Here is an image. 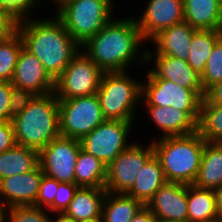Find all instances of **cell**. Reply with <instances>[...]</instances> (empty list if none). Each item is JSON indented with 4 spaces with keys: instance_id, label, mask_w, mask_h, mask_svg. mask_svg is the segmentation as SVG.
Listing matches in <instances>:
<instances>
[{
    "instance_id": "6da1fadb",
    "label": "cell",
    "mask_w": 222,
    "mask_h": 222,
    "mask_svg": "<svg viewBox=\"0 0 222 222\" xmlns=\"http://www.w3.org/2000/svg\"><path fill=\"white\" fill-rule=\"evenodd\" d=\"M143 41L145 42L134 18H112L81 47L85 48V54L103 72L126 71L136 59L140 65L146 62V53L143 52L141 57L137 54Z\"/></svg>"
},
{
    "instance_id": "7a4b0ae2",
    "label": "cell",
    "mask_w": 222,
    "mask_h": 222,
    "mask_svg": "<svg viewBox=\"0 0 222 222\" xmlns=\"http://www.w3.org/2000/svg\"><path fill=\"white\" fill-rule=\"evenodd\" d=\"M17 31L24 48L41 61L54 81L81 47L56 16L47 20H25L18 23Z\"/></svg>"
},
{
    "instance_id": "3957f363",
    "label": "cell",
    "mask_w": 222,
    "mask_h": 222,
    "mask_svg": "<svg viewBox=\"0 0 222 222\" xmlns=\"http://www.w3.org/2000/svg\"><path fill=\"white\" fill-rule=\"evenodd\" d=\"M17 145L40 151L60 136L59 99L55 92L35 95L29 106L12 119Z\"/></svg>"
},
{
    "instance_id": "277c9868",
    "label": "cell",
    "mask_w": 222,
    "mask_h": 222,
    "mask_svg": "<svg viewBox=\"0 0 222 222\" xmlns=\"http://www.w3.org/2000/svg\"><path fill=\"white\" fill-rule=\"evenodd\" d=\"M206 140L198 131L152 142L166 181L191 185L196 179Z\"/></svg>"
},
{
    "instance_id": "5b68a950",
    "label": "cell",
    "mask_w": 222,
    "mask_h": 222,
    "mask_svg": "<svg viewBox=\"0 0 222 222\" xmlns=\"http://www.w3.org/2000/svg\"><path fill=\"white\" fill-rule=\"evenodd\" d=\"M113 4L112 0H68L55 16L82 46L113 18Z\"/></svg>"
},
{
    "instance_id": "8992f818",
    "label": "cell",
    "mask_w": 222,
    "mask_h": 222,
    "mask_svg": "<svg viewBox=\"0 0 222 222\" xmlns=\"http://www.w3.org/2000/svg\"><path fill=\"white\" fill-rule=\"evenodd\" d=\"M97 95L105 119L134 121L133 114L142 97L141 83L126 71L104 72Z\"/></svg>"
},
{
    "instance_id": "52a82bcc",
    "label": "cell",
    "mask_w": 222,
    "mask_h": 222,
    "mask_svg": "<svg viewBox=\"0 0 222 222\" xmlns=\"http://www.w3.org/2000/svg\"><path fill=\"white\" fill-rule=\"evenodd\" d=\"M104 120L97 94L59 99L60 136L81 140Z\"/></svg>"
},
{
    "instance_id": "ba28073f",
    "label": "cell",
    "mask_w": 222,
    "mask_h": 222,
    "mask_svg": "<svg viewBox=\"0 0 222 222\" xmlns=\"http://www.w3.org/2000/svg\"><path fill=\"white\" fill-rule=\"evenodd\" d=\"M103 71L85 54L77 53L55 80L58 99L97 94Z\"/></svg>"
},
{
    "instance_id": "9c48e42d",
    "label": "cell",
    "mask_w": 222,
    "mask_h": 222,
    "mask_svg": "<svg viewBox=\"0 0 222 222\" xmlns=\"http://www.w3.org/2000/svg\"><path fill=\"white\" fill-rule=\"evenodd\" d=\"M132 122L105 119L80 140L82 149L108 166L131 145L127 144V138L133 125Z\"/></svg>"
},
{
    "instance_id": "30bf717a",
    "label": "cell",
    "mask_w": 222,
    "mask_h": 222,
    "mask_svg": "<svg viewBox=\"0 0 222 222\" xmlns=\"http://www.w3.org/2000/svg\"><path fill=\"white\" fill-rule=\"evenodd\" d=\"M141 84L145 106L172 107L184 111H200L204 90H190L166 79H150Z\"/></svg>"
},
{
    "instance_id": "8fae6325",
    "label": "cell",
    "mask_w": 222,
    "mask_h": 222,
    "mask_svg": "<svg viewBox=\"0 0 222 222\" xmlns=\"http://www.w3.org/2000/svg\"><path fill=\"white\" fill-rule=\"evenodd\" d=\"M82 148L79 139L59 136L39 151L43 174L59 182L75 183V166Z\"/></svg>"
},
{
    "instance_id": "7c38bea8",
    "label": "cell",
    "mask_w": 222,
    "mask_h": 222,
    "mask_svg": "<svg viewBox=\"0 0 222 222\" xmlns=\"http://www.w3.org/2000/svg\"><path fill=\"white\" fill-rule=\"evenodd\" d=\"M147 148L136 143L123 150L108 166L105 189L111 193H127L137 175L154 155L152 143Z\"/></svg>"
},
{
    "instance_id": "4fadbf2b",
    "label": "cell",
    "mask_w": 222,
    "mask_h": 222,
    "mask_svg": "<svg viewBox=\"0 0 222 222\" xmlns=\"http://www.w3.org/2000/svg\"><path fill=\"white\" fill-rule=\"evenodd\" d=\"M146 7L140 19H135L145 41L184 21L183 0H149Z\"/></svg>"
},
{
    "instance_id": "5bb4252c",
    "label": "cell",
    "mask_w": 222,
    "mask_h": 222,
    "mask_svg": "<svg viewBox=\"0 0 222 222\" xmlns=\"http://www.w3.org/2000/svg\"><path fill=\"white\" fill-rule=\"evenodd\" d=\"M146 207L158 219L188 222L187 185L166 181Z\"/></svg>"
},
{
    "instance_id": "9a60e30c",
    "label": "cell",
    "mask_w": 222,
    "mask_h": 222,
    "mask_svg": "<svg viewBox=\"0 0 222 222\" xmlns=\"http://www.w3.org/2000/svg\"><path fill=\"white\" fill-rule=\"evenodd\" d=\"M11 83L35 95L55 91V81L45 71L41 61L24 47L19 54Z\"/></svg>"
},
{
    "instance_id": "2e32d148",
    "label": "cell",
    "mask_w": 222,
    "mask_h": 222,
    "mask_svg": "<svg viewBox=\"0 0 222 222\" xmlns=\"http://www.w3.org/2000/svg\"><path fill=\"white\" fill-rule=\"evenodd\" d=\"M43 175V170L38 165L30 172L1 179L0 204L6 205L7 208L13 206H36V197ZM2 198L3 200H1Z\"/></svg>"
},
{
    "instance_id": "e0dca14e",
    "label": "cell",
    "mask_w": 222,
    "mask_h": 222,
    "mask_svg": "<svg viewBox=\"0 0 222 222\" xmlns=\"http://www.w3.org/2000/svg\"><path fill=\"white\" fill-rule=\"evenodd\" d=\"M146 62H151L155 57L154 67L147 72L150 79H166L177 83L179 86L190 90H203L200 76L192 69L186 60L172 56L151 53L145 50Z\"/></svg>"
},
{
    "instance_id": "ac0fdd59",
    "label": "cell",
    "mask_w": 222,
    "mask_h": 222,
    "mask_svg": "<svg viewBox=\"0 0 222 222\" xmlns=\"http://www.w3.org/2000/svg\"><path fill=\"white\" fill-rule=\"evenodd\" d=\"M150 119L163 136H183L198 131L200 111H184L170 106H145Z\"/></svg>"
},
{
    "instance_id": "d6986e66",
    "label": "cell",
    "mask_w": 222,
    "mask_h": 222,
    "mask_svg": "<svg viewBox=\"0 0 222 222\" xmlns=\"http://www.w3.org/2000/svg\"><path fill=\"white\" fill-rule=\"evenodd\" d=\"M196 30L186 21L162 30L151 40L156 44V53L187 60L191 38Z\"/></svg>"
},
{
    "instance_id": "ffe728a7",
    "label": "cell",
    "mask_w": 222,
    "mask_h": 222,
    "mask_svg": "<svg viewBox=\"0 0 222 222\" xmlns=\"http://www.w3.org/2000/svg\"><path fill=\"white\" fill-rule=\"evenodd\" d=\"M184 21L195 30H218L222 0H183Z\"/></svg>"
},
{
    "instance_id": "44dd1931",
    "label": "cell",
    "mask_w": 222,
    "mask_h": 222,
    "mask_svg": "<svg viewBox=\"0 0 222 222\" xmlns=\"http://www.w3.org/2000/svg\"><path fill=\"white\" fill-rule=\"evenodd\" d=\"M107 190L97 187H79L64 214L75 222L101 217Z\"/></svg>"
},
{
    "instance_id": "7402d4cb",
    "label": "cell",
    "mask_w": 222,
    "mask_h": 222,
    "mask_svg": "<svg viewBox=\"0 0 222 222\" xmlns=\"http://www.w3.org/2000/svg\"><path fill=\"white\" fill-rule=\"evenodd\" d=\"M165 182L161 163L154 154L141 168L134 185L126 194L146 206Z\"/></svg>"
},
{
    "instance_id": "603a6c76",
    "label": "cell",
    "mask_w": 222,
    "mask_h": 222,
    "mask_svg": "<svg viewBox=\"0 0 222 222\" xmlns=\"http://www.w3.org/2000/svg\"><path fill=\"white\" fill-rule=\"evenodd\" d=\"M222 184V142H205L201 164L192 185L215 189Z\"/></svg>"
},
{
    "instance_id": "cb8c5ba5",
    "label": "cell",
    "mask_w": 222,
    "mask_h": 222,
    "mask_svg": "<svg viewBox=\"0 0 222 222\" xmlns=\"http://www.w3.org/2000/svg\"><path fill=\"white\" fill-rule=\"evenodd\" d=\"M188 222H222L213 189L187 185Z\"/></svg>"
},
{
    "instance_id": "d4e9b609",
    "label": "cell",
    "mask_w": 222,
    "mask_h": 222,
    "mask_svg": "<svg viewBox=\"0 0 222 222\" xmlns=\"http://www.w3.org/2000/svg\"><path fill=\"white\" fill-rule=\"evenodd\" d=\"M38 165V150L16 144L13 148L0 153V180L30 172Z\"/></svg>"
},
{
    "instance_id": "484cf974",
    "label": "cell",
    "mask_w": 222,
    "mask_h": 222,
    "mask_svg": "<svg viewBox=\"0 0 222 222\" xmlns=\"http://www.w3.org/2000/svg\"><path fill=\"white\" fill-rule=\"evenodd\" d=\"M144 205L126 193H111L105 195L102 204L104 222H130Z\"/></svg>"
},
{
    "instance_id": "4316f807",
    "label": "cell",
    "mask_w": 222,
    "mask_h": 222,
    "mask_svg": "<svg viewBox=\"0 0 222 222\" xmlns=\"http://www.w3.org/2000/svg\"><path fill=\"white\" fill-rule=\"evenodd\" d=\"M107 166L82 148L75 166V184L78 187L105 188Z\"/></svg>"
},
{
    "instance_id": "83f0119b",
    "label": "cell",
    "mask_w": 222,
    "mask_h": 222,
    "mask_svg": "<svg viewBox=\"0 0 222 222\" xmlns=\"http://www.w3.org/2000/svg\"><path fill=\"white\" fill-rule=\"evenodd\" d=\"M222 37L218 30H196L190 42L187 63L201 76L216 42Z\"/></svg>"
},
{
    "instance_id": "f1b7e54d",
    "label": "cell",
    "mask_w": 222,
    "mask_h": 222,
    "mask_svg": "<svg viewBox=\"0 0 222 222\" xmlns=\"http://www.w3.org/2000/svg\"><path fill=\"white\" fill-rule=\"evenodd\" d=\"M198 132L208 142H222V105L201 100Z\"/></svg>"
},
{
    "instance_id": "f546056e",
    "label": "cell",
    "mask_w": 222,
    "mask_h": 222,
    "mask_svg": "<svg viewBox=\"0 0 222 222\" xmlns=\"http://www.w3.org/2000/svg\"><path fill=\"white\" fill-rule=\"evenodd\" d=\"M23 47V40L18 31L10 38L0 41V81H12L14 69Z\"/></svg>"
},
{
    "instance_id": "4dcf8cb0",
    "label": "cell",
    "mask_w": 222,
    "mask_h": 222,
    "mask_svg": "<svg viewBox=\"0 0 222 222\" xmlns=\"http://www.w3.org/2000/svg\"><path fill=\"white\" fill-rule=\"evenodd\" d=\"M202 89L206 92L211 86L222 82V37L216 42L200 76Z\"/></svg>"
},
{
    "instance_id": "1f68e13d",
    "label": "cell",
    "mask_w": 222,
    "mask_h": 222,
    "mask_svg": "<svg viewBox=\"0 0 222 222\" xmlns=\"http://www.w3.org/2000/svg\"><path fill=\"white\" fill-rule=\"evenodd\" d=\"M46 209L34 205L13 206L8 208L10 222H50Z\"/></svg>"
},
{
    "instance_id": "d6a6232c",
    "label": "cell",
    "mask_w": 222,
    "mask_h": 222,
    "mask_svg": "<svg viewBox=\"0 0 222 222\" xmlns=\"http://www.w3.org/2000/svg\"><path fill=\"white\" fill-rule=\"evenodd\" d=\"M38 3H40V0H0V9L20 23L25 19L28 20L29 10L35 6L37 7Z\"/></svg>"
},
{
    "instance_id": "836d02e7",
    "label": "cell",
    "mask_w": 222,
    "mask_h": 222,
    "mask_svg": "<svg viewBox=\"0 0 222 222\" xmlns=\"http://www.w3.org/2000/svg\"><path fill=\"white\" fill-rule=\"evenodd\" d=\"M75 183L60 182L54 203L47 209L49 212L64 213L73 200L75 192L78 190Z\"/></svg>"
},
{
    "instance_id": "e575fe53",
    "label": "cell",
    "mask_w": 222,
    "mask_h": 222,
    "mask_svg": "<svg viewBox=\"0 0 222 222\" xmlns=\"http://www.w3.org/2000/svg\"><path fill=\"white\" fill-rule=\"evenodd\" d=\"M59 181L48 177L46 175L42 176L38 194L36 197V206L39 208L48 209L53 203L54 198L58 191ZM44 206V207H43Z\"/></svg>"
},
{
    "instance_id": "d590c367",
    "label": "cell",
    "mask_w": 222,
    "mask_h": 222,
    "mask_svg": "<svg viewBox=\"0 0 222 222\" xmlns=\"http://www.w3.org/2000/svg\"><path fill=\"white\" fill-rule=\"evenodd\" d=\"M35 96L27 89L11 87L10 103H9V121L23 112L30 104V101Z\"/></svg>"
},
{
    "instance_id": "8d00e7d4",
    "label": "cell",
    "mask_w": 222,
    "mask_h": 222,
    "mask_svg": "<svg viewBox=\"0 0 222 222\" xmlns=\"http://www.w3.org/2000/svg\"><path fill=\"white\" fill-rule=\"evenodd\" d=\"M16 145L12 121H0V153Z\"/></svg>"
},
{
    "instance_id": "74e56055",
    "label": "cell",
    "mask_w": 222,
    "mask_h": 222,
    "mask_svg": "<svg viewBox=\"0 0 222 222\" xmlns=\"http://www.w3.org/2000/svg\"><path fill=\"white\" fill-rule=\"evenodd\" d=\"M11 82L0 81V121H9Z\"/></svg>"
},
{
    "instance_id": "f35d334b",
    "label": "cell",
    "mask_w": 222,
    "mask_h": 222,
    "mask_svg": "<svg viewBox=\"0 0 222 222\" xmlns=\"http://www.w3.org/2000/svg\"><path fill=\"white\" fill-rule=\"evenodd\" d=\"M18 22L0 9V41L10 38L17 32Z\"/></svg>"
},
{
    "instance_id": "ab89813d",
    "label": "cell",
    "mask_w": 222,
    "mask_h": 222,
    "mask_svg": "<svg viewBox=\"0 0 222 222\" xmlns=\"http://www.w3.org/2000/svg\"><path fill=\"white\" fill-rule=\"evenodd\" d=\"M204 99L211 104L222 105V82L211 86L206 92Z\"/></svg>"
},
{
    "instance_id": "60d3db41",
    "label": "cell",
    "mask_w": 222,
    "mask_h": 222,
    "mask_svg": "<svg viewBox=\"0 0 222 222\" xmlns=\"http://www.w3.org/2000/svg\"><path fill=\"white\" fill-rule=\"evenodd\" d=\"M155 220L156 217L152 212L146 206H143L130 222H155Z\"/></svg>"
},
{
    "instance_id": "b9f144b4",
    "label": "cell",
    "mask_w": 222,
    "mask_h": 222,
    "mask_svg": "<svg viewBox=\"0 0 222 222\" xmlns=\"http://www.w3.org/2000/svg\"><path fill=\"white\" fill-rule=\"evenodd\" d=\"M215 197H216V205L217 211L222 221V184L214 189Z\"/></svg>"
},
{
    "instance_id": "7bdbcfd3",
    "label": "cell",
    "mask_w": 222,
    "mask_h": 222,
    "mask_svg": "<svg viewBox=\"0 0 222 222\" xmlns=\"http://www.w3.org/2000/svg\"><path fill=\"white\" fill-rule=\"evenodd\" d=\"M50 222H75V221L67 217L64 213H58V218L53 220L50 217Z\"/></svg>"
},
{
    "instance_id": "ee69618b",
    "label": "cell",
    "mask_w": 222,
    "mask_h": 222,
    "mask_svg": "<svg viewBox=\"0 0 222 222\" xmlns=\"http://www.w3.org/2000/svg\"><path fill=\"white\" fill-rule=\"evenodd\" d=\"M8 208H6V206H3L2 204H0V222H8L6 218L7 217V210Z\"/></svg>"
},
{
    "instance_id": "f6af8a7d",
    "label": "cell",
    "mask_w": 222,
    "mask_h": 222,
    "mask_svg": "<svg viewBox=\"0 0 222 222\" xmlns=\"http://www.w3.org/2000/svg\"><path fill=\"white\" fill-rule=\"evenodd\" d=\"M78 222H104L102 216L101 217H96V218H91L87 220H82Z\"/></svg>"
},
{
    "instance_id": "bcb514c9",
    "label": "cell",
    "mask_w": 222,
    "mask_h": 222,
    "mask_svg": "<svg viewBox=\"0 0 222 222\" xmlns=\"http://www.w3.org/2000/svg\"><path fill=\"white\" fill-rule=\"evenodd\" d=\"M67 1L68 0H52V2L55 3L54 5H58L57 8Z\"/></svg>"
},
{
    "instance_id": "7dc6e473",
    "label": "cell",
    "mask_w": 222,
    "mask_h": 222,
    "mask_svg": "<svg viewBox=\"0 0 222 222\" xmlns=\"http://www.w3.org/2000/svg\"><path fill=\"white\" fill-rule=\"evenodd\" d=\"M218 31H219V32L221 33V35H222V10H221V19H220Z\"/></svg>"
},
{
    "instance_id": "c3c4849f",
    "label": "cell",
    "mask_w": 222,
    "mask_h": 222,
    "mask_svg": "<svg viewBox=\"0 0 222 222\" xmlns=\"http://www.w3.org/2000/svg\"><path fill=\"white\" fill-rule=\"evenodd\" d=\"M155 222H172V221H166V220H161V219L156 218Z\"/></svg>"
}]
</instances>
